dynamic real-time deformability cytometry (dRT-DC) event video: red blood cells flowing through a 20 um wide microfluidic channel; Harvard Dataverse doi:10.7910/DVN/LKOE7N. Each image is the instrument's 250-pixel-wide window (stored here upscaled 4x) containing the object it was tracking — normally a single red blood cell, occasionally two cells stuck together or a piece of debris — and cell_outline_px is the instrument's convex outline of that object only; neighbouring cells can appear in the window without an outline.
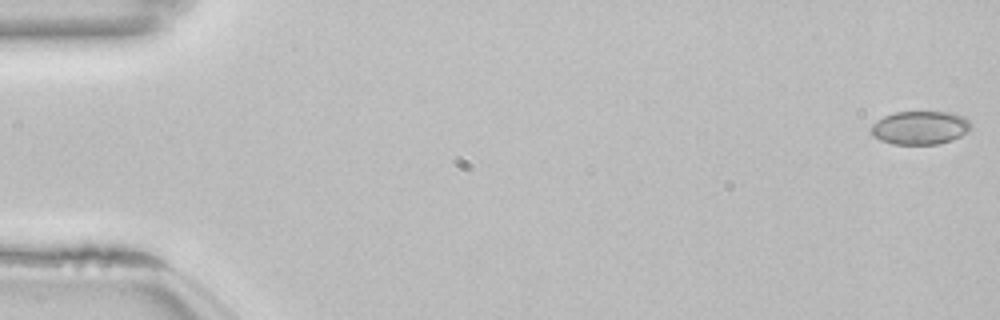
{"species": "common noctule bat (a hibernating species)", "species_latin": "Nyctalus noctula", "temperature_condition": "room temperature", "stored_images_in_passage": 36, "camera_frame_rate_fps": 3000, "um_per_image_px": 0.085, "animal": {"sex": "female", "body_mass_g": 22.7, "forearm_length_mm": 54.2}, "frame": {"image": 1, "passage_image": 1, "time_ms": 0.0, "image_size_px": [1000, 320], "cell_outline_px": [[972, 128], [968, 132], [952, 140], [936, 144], [892, 144], [880, 140], [872, 136], [868, 128], [872, 124], [884, 116], [896, 112], [948, 112], [964, 116], [972, 124]], "centroid_in_image_um": [78.19, 10.86], "position_along_channel_um": 6.8, "area_um2": 19.65}}
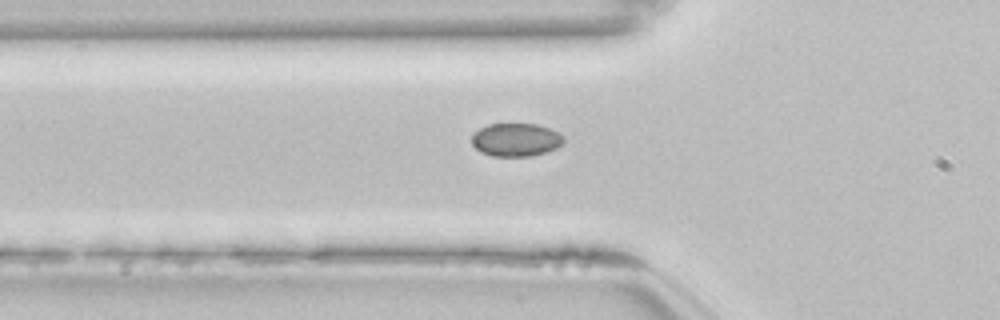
{"frame": {"image": 2, "passage_image": 19, "time_ms": 6.0, "image_size_px": [1000, 320], "cell_outline_px": [[564, 140], [556, 148], [548, 152], [532, 156], [492, 156], [480, 152], [472, 144], [472, 136], [480, 128], [488, 124], [536, 124], [548, 128], [564, 136]], "centroid_in_image_um": [43.84, 11.89], "position_along_channel_um": 82.0, "area_um2": 17.69}}
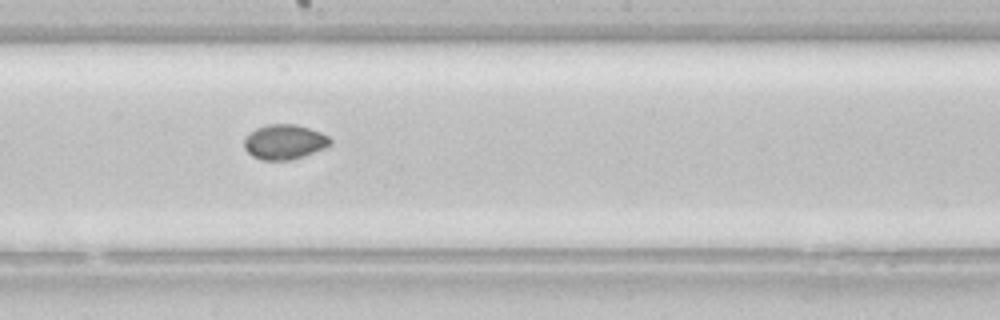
{"frame": {"image": 3, "passage_image": 30, "time_ms": 9.667, "image_size_px": [1000, 320], "cell_outline_px": [[332, 144], [324, 148], [304, 156], [292, 160], [264, 160], [252, 156], [244, 148], [244, 140], [256, 128], [268, 124], [296, 124], [320, 132], [328, 136], [332, 140]], "centroid_in_image_um": [24.2, 12.07], "position_along_channel_um": 224.0, "area_um2": 17.4}}